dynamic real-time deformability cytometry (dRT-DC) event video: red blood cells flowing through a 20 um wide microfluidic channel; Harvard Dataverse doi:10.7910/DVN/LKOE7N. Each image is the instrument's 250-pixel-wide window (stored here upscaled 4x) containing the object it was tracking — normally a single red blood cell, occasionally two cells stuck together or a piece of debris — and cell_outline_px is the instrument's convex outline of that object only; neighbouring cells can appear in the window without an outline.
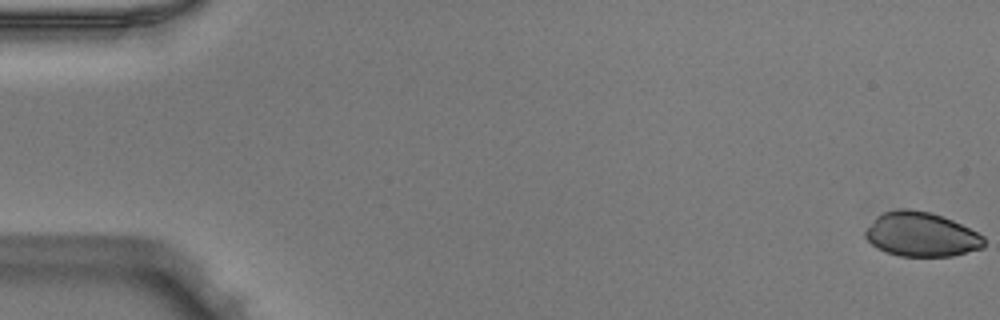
{"species": "Egyptian fruit bat (a non-hibernating species)", "species_latin": "Rousettus aegyptiacus", "temperature_condition": "warm", "stored_images_in_passage": 52, "camera_frame_rate_fps": 3000, "um_per_image_px": 0.085, "animal": {"sex": "male"}, "frame": {"image": 1, "passage_image": 1, "time_ms": 0.0, "image_size_px": [1000, 320], "cell_outline_px": [[984, 248], [952, 256], [900, 256], [884, 252], [876, 248], [864, 236], [864, 232], [876, 216], [884, 212], [896, 208], [908, 208], [932, 212], [952, 220], [984, 236]], "centroid_in_image_um": [78.28, 19.92], "position_along_channel_um": 6.7, "area_um2": 30.87}}
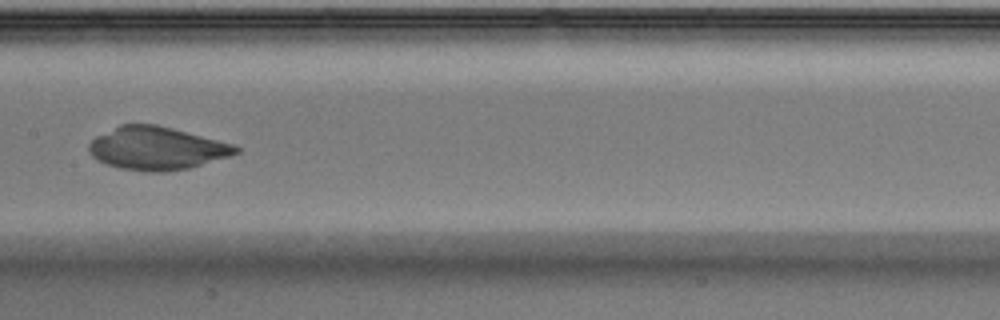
{"frame": {"image": 2, "passage_image": 27, "time_ms": 8.667, "image_size_px": [1000, 320], "cell_outline_px": [[240, 152], [228, 156], [188, 168], [168, 172], [144, 172], [120, 168], [104, 164], [92, 156], [88, 152], [88, 144], [96, 136], [120, 124], [156, 124], [236, 144], [240, 148]], "centroid_in_image_um": [13.31, 12.61], "position_along_channel_um": 194.1, "area_um2": 36.99}}
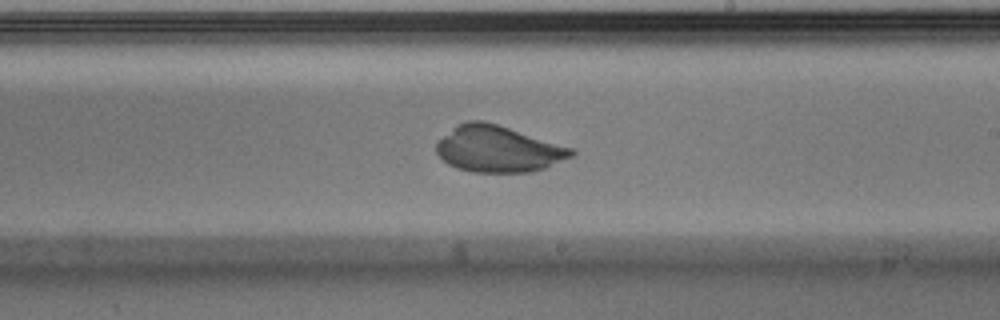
{"frame": {"image": 3, "passage_image": 31, "time_ms": 10.0, "image_size_px": [1000, 320], "cell_outline_px": [[576, 152], [572, 156], [544, 168], [532, 172], [472, 172], [456, 168], [448, 164], [436, 152], [436, 144], [444, 136], [460, 124], [468, 120], [484, 120], [572, 148]], "centroid_in_image_um": [42.34, 12.68], "position_along_channel_um": 246.7, "area_um2": 35.89}}